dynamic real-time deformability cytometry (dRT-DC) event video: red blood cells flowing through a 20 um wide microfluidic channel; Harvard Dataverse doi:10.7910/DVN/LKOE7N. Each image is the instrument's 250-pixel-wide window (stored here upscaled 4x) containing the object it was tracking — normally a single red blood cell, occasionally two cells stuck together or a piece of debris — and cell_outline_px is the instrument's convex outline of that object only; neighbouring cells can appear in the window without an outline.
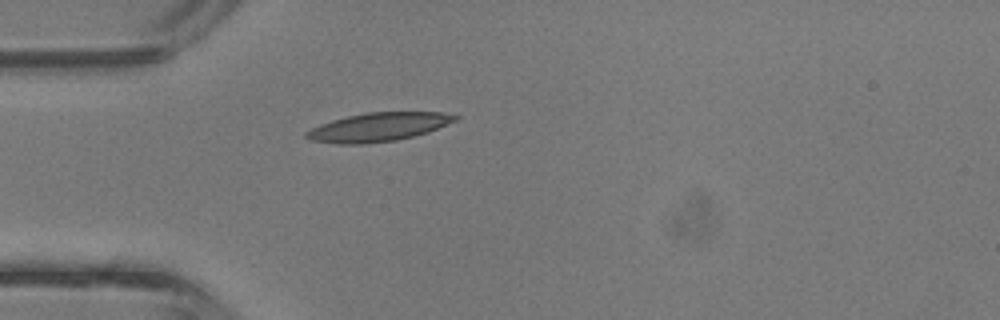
{"species": "common noctule bat (a hibernating species)", "species_latin": "Nyctalus noctula", "temperature_condition": "room temperature", "stored_images_in_passage": 28, "camera_frame_rate_fps": 3000, "um_per_image_px": 0.085, "animal": {"sex": "male", "body_mass_g": 13.3}, "frame": {"image": 1, "passage_image": 1, "time_ms": 0.0, "image_size_px": [1000, 320], "cell_outline_px": [[460, 116], [456, 120], [428, 132], [396, 140], [364, 144], [336, 144], [312, 140], [304, 136], [304, 132], [320, 124], [332, 120], [348, 116], [368, 112], [444, 112]], "centroid_in_image_um": [32.14, 10.8], "position_along_channel_um": 52.9, "area_um2": 24.74}}
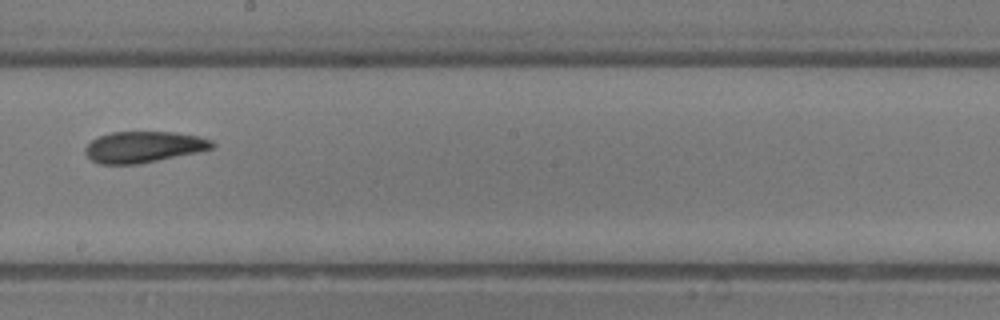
{"frame": {"image": 2, "passage_image": 13, "time_ms": 4.0, "image_size_px": [1000, 320], "cell_outline_px": [[216, 144], [212, 148], [196, 152], [140, 164], [100, 164], [92, 160], [84, 152], [84, 148], [92, 140], [100, 136], [112, 132], [176, 132], [196, 136], [212, 140]], "centroid_in_image_um": [12.19, 12.49], "position_along_channel_um": 236.0, "area_um2": 22.89}}
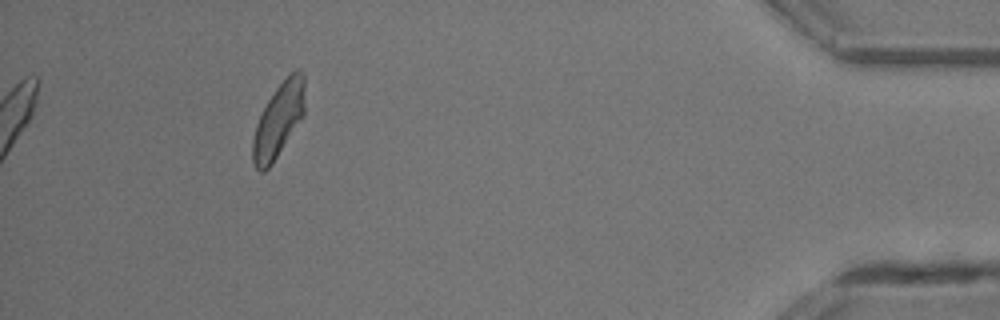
{"frame": {"image": 3, "passage_image": 28, "time_ms": 9.0, "image_size_px": [1000, 320], "cell_outline_px": [[304, 116], [272, 164], [264, 172], [260, 172], [252, 164], [252, 140], [256, 124], [268, 100], [276, 88], [296, 68], [300, 68], [304, 72]], "centroid_in_image_um": [23.68, 10.23], "position_along_channel_um": 411.5, "area_um2": 22.54}, "authors_computed_cell_mechanics": {"area_um2": 23.2356, "velocity_mm_per_s": 4.7988, "shape_relaxation_time_tau1_ms": 2.1752, "shape_relaxation_time_tau2_ms": 2.1168, "deformation_change_tau1": 0.1419, "deformation_change_tau2": 0.0948}}